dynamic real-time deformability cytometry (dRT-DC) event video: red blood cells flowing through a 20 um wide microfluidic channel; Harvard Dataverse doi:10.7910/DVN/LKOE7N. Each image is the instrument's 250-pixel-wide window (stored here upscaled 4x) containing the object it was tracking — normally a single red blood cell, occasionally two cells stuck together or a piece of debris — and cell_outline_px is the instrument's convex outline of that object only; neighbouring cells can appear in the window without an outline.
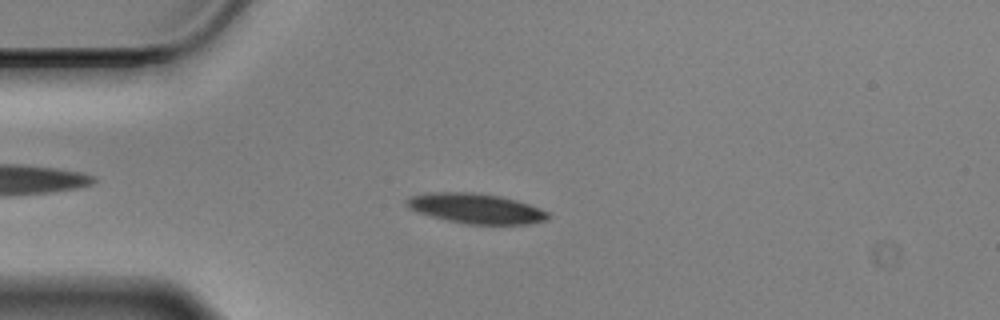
{"species": "Egyptian fruit bat (a non-hibernating species)", "species_latin": "Rousettus aegyptiacus", "temperature_condition": "cold", "stored_images_in_passage": 57, "camera_frame_rate_fps": 3000, "um_per_image_px": 0.085, "animal": {"sex": "male"}, "frame": {"image": 1, "passage_image": 14, "time_ms": 4.333, "image_size_px": [1000, 320], "cell_outline_px": [[552, 216], [548, 220], [528, 224], [468, 224], [448, 220], [416, 212], [408, 208], [404, 204], [404, 200], [408, 196], [428, 192], [472, 192], [500, 196], [516, 200], [540, 208], [548, 212]], "centroid_in_image_um": [40.43, 17.71], "position_along_channel_um": 44.6, "area_um2": 24.97}}
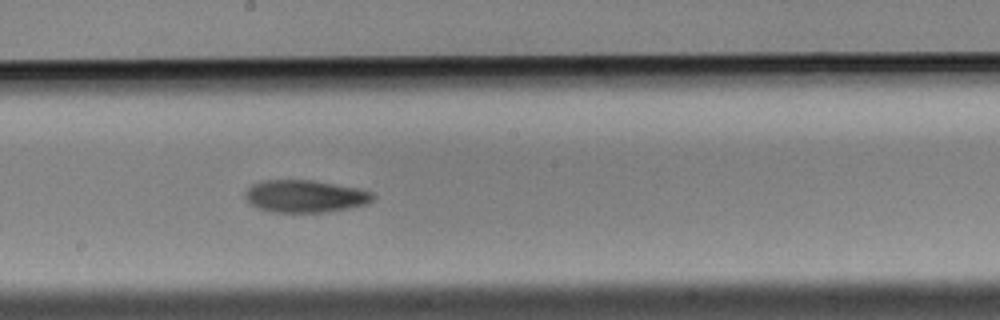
{"frame": {"image": 2, "passage_image": 31, "time_ms": 10.0, "image_size_px": [1000, 320], "cell_outline_px": [[376, 196], [368, 204], [352, 208], [324, 212], [272, 212], [256, 208], [248, 204], [244, 196], [244, 192], [252, 184], [264, 180], [312, 180], [356, 188], [372, 192]], "centroid_in_image_um": [25.9, 16.69], "position_along_channel_um": 222.3, "area_um2": 24.33}}
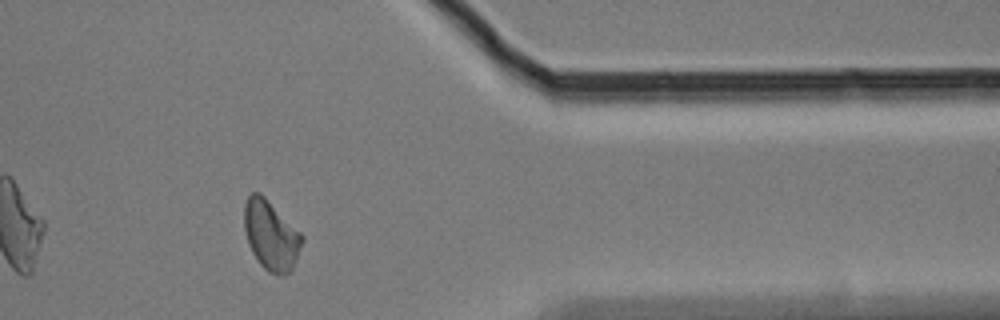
{"frame": {"image": 3, "passage_image": 47, "time_ms": 15.333, "image_size_px": [1000, 320], "cell_outline_px": [[304, 240], [292, 268], [288, 272], [280, 276], [276, 276], [268, 272], [260, 264], [252, 252], [248, 244], [244, 228], [244, 204], [248, 196], [252, 192], [260, 192], [304, 236]], "centroid_in_image_um": [23.02, 20.0], "position_along_channel_um": 388.4, "area_um2": 23.35}, "authors_computed_cell_mechanics": {"area_um2": 23.5246, "velocity_mm_per_s": 3.4582, "shape_relaxation_time_tau1_ms": 4.432, "shape_relaxation_time_tau2_ms": null, "deformation_change_tau1": 0.1314, "deformation_change_tau2": null}}